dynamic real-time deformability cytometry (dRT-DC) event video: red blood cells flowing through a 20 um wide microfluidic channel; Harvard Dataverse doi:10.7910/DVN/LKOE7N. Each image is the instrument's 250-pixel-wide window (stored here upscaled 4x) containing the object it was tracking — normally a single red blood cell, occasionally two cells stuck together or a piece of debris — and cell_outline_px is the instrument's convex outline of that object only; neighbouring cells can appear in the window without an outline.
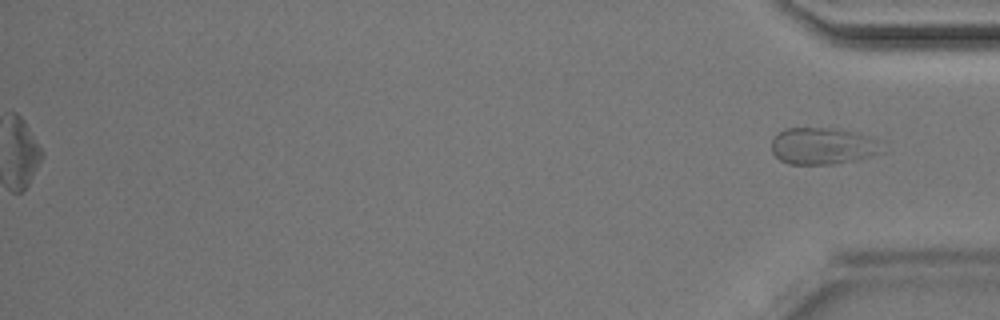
{"species": "Egyptian fruit bat (a non-hibernating species)", "species_latin": "Rousettus aegyptiacus", "temperature_condition": "room temperature", "stored_images_in_passage": 45, "segment_of_instrument_passage": [2, 2], "camera_frame_rate_fps": 3000, "um_per_image_px": 0.085, "animal": {"sex": "male"}, "frame": {"image": 1, "passage_image": 45, "time_ms": 14.667, "image_size_px": [1000, 320], "cell_outline_px": [[884, 152], [852, 160], [832, 164], [788, 164], [780, 160], [772, 152], [772, 136], [784, 128], [836, 128], [872, 136], [880, 140]], "centroid_in_image_um": [69.93, 12.39], "position_along_channel_um": 365.3, "area_um2": 23.93}}